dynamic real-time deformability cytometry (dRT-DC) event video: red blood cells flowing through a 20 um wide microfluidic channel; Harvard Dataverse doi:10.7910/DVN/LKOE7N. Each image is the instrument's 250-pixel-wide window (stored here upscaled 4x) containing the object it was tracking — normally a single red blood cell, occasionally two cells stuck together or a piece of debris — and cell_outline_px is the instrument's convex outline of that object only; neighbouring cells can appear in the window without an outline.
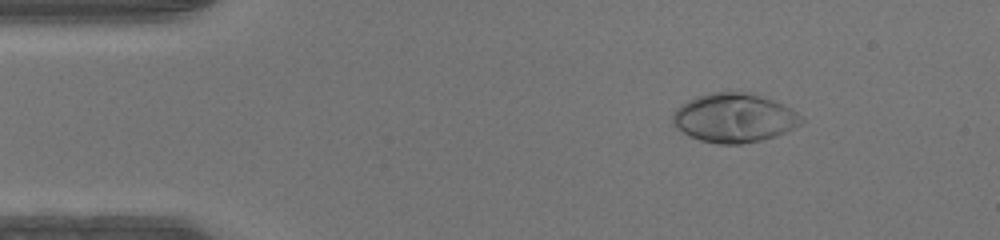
{"species": "human", "species_latin": "Homo sapiens", "temperature_condition": "warm", "stored_images_in_passage": 41, "camera_frame_rate_fps": 3000, "um_per_image_px": 0.085, "donor": {"sex": "male"}, "frame": {"image": 1, "passage_image": 1, "time_ms": 0.0, "image_size_px": [1000, 240], "cell_outline_px": [[804, 120], [800, 124], [776, 136], [760, 140], [740, 144], [720, 144], [700, 140], [676, 128], [672, 124], [672, 116], [676, 108], [680, 104], [696, 96], [712, 92], [752, 92], [772, 100], [796, 112]], "centroid_in_image_um": [62.36, 10.01], "position_along_channel_um": 22.6, "area_um2": 36.47}}
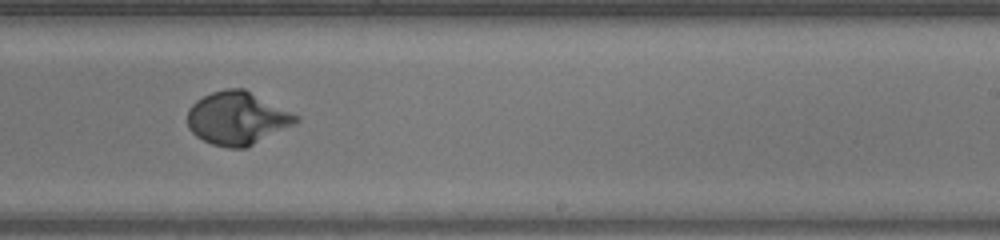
{"frame": {"image": 2, "passage_image": 23, "time_ms": 7.333, "image_size_px": [1000, 240], "cell_outline_px": [[300, 120], [244, 148], [228, 148], [212, 144], [196, 136], [188, 128], [188, 108], [196, 100], [212, 92], [224, 88], [244, 88], [300, 116]], "centroid_in_image_um": [20.13, 10.03], "position_along_channel_um": 268.9, "area_um2": 33.12}}
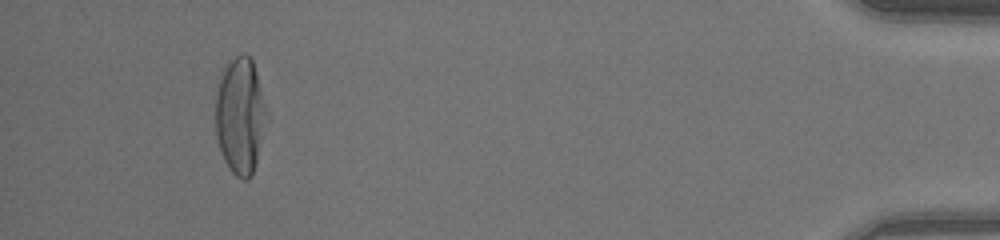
{"frame": {"image": 3, "passage_image": 38, "time_ms": 12.333, "image_size_px": [1000, 240], "cell_outline_px": [[268, 112], [252, 176], [248, 180], [244, 180], [236, 176], [228, 168], [224, 160], [216, 136], [216, 92], [220, 80], [228, 60], [244, 52], [252, 60], [256, 72]], "centroid_in_image_um": [20.41, 9.84], "position_along_channel_um": 414.8, "area_um2": 34.39}}